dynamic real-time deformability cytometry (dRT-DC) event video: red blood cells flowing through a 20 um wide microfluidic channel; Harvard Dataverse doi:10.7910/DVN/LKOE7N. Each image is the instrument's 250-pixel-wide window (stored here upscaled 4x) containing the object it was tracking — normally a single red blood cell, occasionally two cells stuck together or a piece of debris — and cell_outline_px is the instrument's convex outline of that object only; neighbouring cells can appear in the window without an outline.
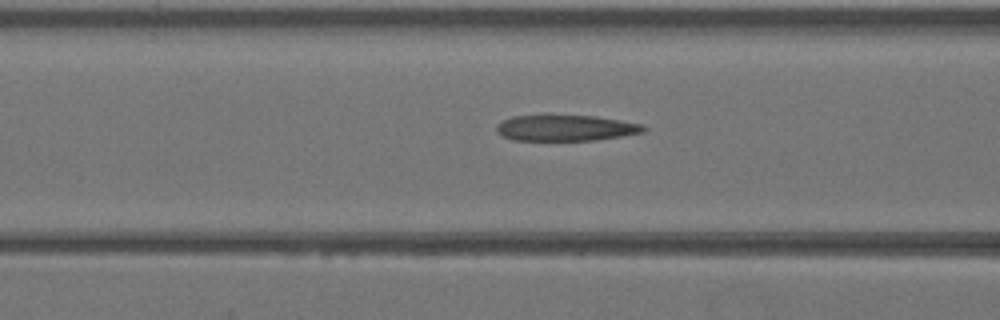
{"species": "Egyptian fruit bat (a non-hibernating species)", "species_latin": "Rousettus aegyptiacus", "temperature_condition": "warm", "stored_images_in_passage": 13, "camera_frame_rate_fps": 3000, "um_per_image_px": 0.085, "animal": {"sex": "female"}, "frame": {"image": 1, "passage_image": 11, "time_ms": 3.333, "image_size_px": [1000, 320], "cell_outline_px": [[648, 128], [644, 132], [620, 136], [592, 140], [512, 140], [504, 136], [496, 128], [496, 124], [512, 116], [596, 116], [620, 120], [640, 124]], "centroid_in_image_um": [48.1, 10.88], "position_along_channel_um": 118.5, "area_um2": 21.79}}